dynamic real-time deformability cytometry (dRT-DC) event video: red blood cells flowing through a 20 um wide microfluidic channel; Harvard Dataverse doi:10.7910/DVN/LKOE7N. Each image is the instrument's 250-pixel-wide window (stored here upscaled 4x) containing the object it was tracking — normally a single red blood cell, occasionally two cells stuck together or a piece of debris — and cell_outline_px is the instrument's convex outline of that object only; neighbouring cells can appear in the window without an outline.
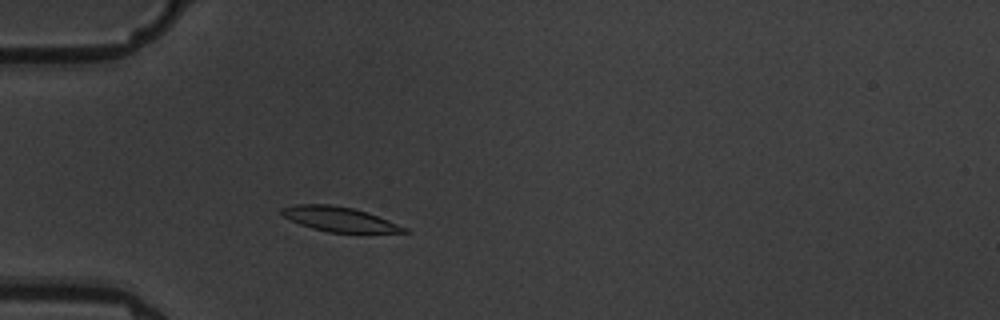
{"species": "common noctule bat (a hibernating species)", "species_latin": "Nyctalus noctula", "temperature_condition": "warm", "stored_images_in_passage": 3, "camera_frame_rate_fps": 3000, "um_per_image_px": 0.085, "animal": {"sex": "male", "body_mass_g": 19.5, "forearm_length_mm": 54.6}, "frame": {"image": 1, "passage_image": 3, "time_ms": 2.333, "image_size_px": [1000, 320], "cell_outline_px": [[412, 232], [328, 232], [312, 228], [300, 224], [284, 216], [280, 212], [280, 208], [296, 204], [328, 204], [352, 208], [376, 216], [408, 228]], "centroid_in_image_um": [28.8, 18.62], "position_along_channel_um": 56.2, "area_um2": 17.17}}